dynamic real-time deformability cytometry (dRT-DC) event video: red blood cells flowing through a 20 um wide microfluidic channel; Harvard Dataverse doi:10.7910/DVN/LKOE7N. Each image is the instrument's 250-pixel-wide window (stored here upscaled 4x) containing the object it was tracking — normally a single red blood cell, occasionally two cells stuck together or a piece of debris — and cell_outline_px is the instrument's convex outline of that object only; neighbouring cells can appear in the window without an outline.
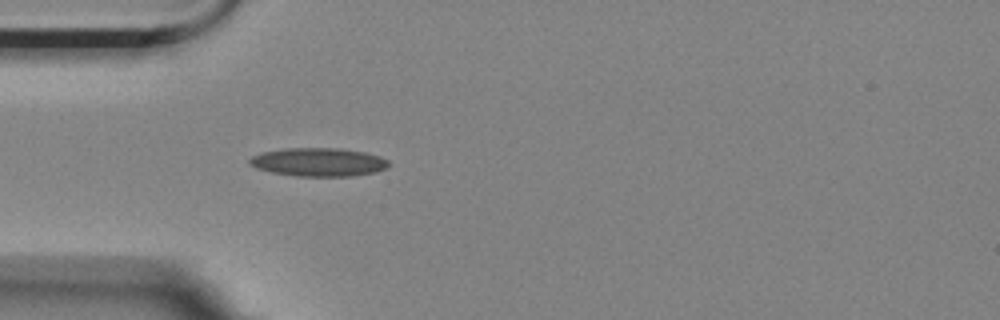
{"species": "Egyptian fruit bat (a non-hibernating species)", "species_latin": "Rousettus aegyptiacus", "temperature_condition": "room temperature", "stored_images_in_passage": 37, "camera_frame_rate_fps": 3000, "um_per_image_px": 0.085, "animal": {"sex": "female"}, "frame": {"image": 1, "passage_image": 1, "time_ms": 0.0, "image_size_px": [1000, 320], "cell_outline_px": [[388, 168], [376, 172], [352, 176], [296, 176], [272, 172], [256, 168], [248, 164], [248, 160], [252, 156], [260, 152], [284, 148], [340, 148], [364, 152], [380, 156], [388, 160]], "centroid_in_image_um": [27.06, 13.77], "position_along_channel_um": 57.9, "area_um2": 23.24}}
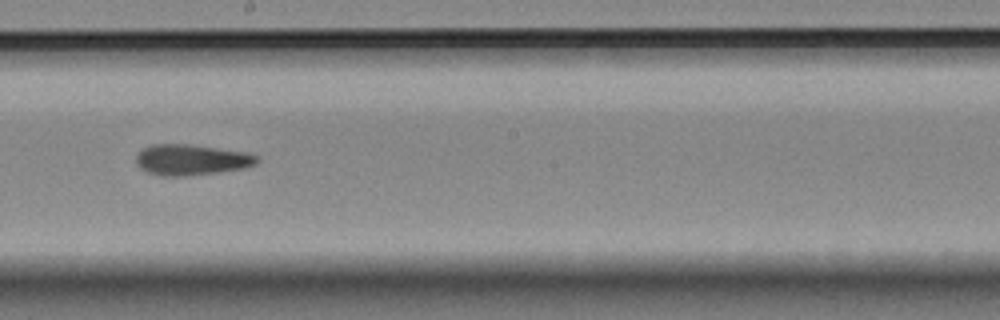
{"frame": {"image": 2, "passage_image": 16, "time_ms": 5.0, "image_size_px": [1000, 320], "cell_outline_px": [[260, 160], [256, 164], [244, 168], [216, 172], [184, 176], [160, 176], [148, 172], [140, 168], [136, 164], [136, 156], [144, 148], [152, 144], [188, 144], [248, 152], [256, 156]], "centroid_in_image_um": [16.26, 13.58], "position_along_channel_um": 231.9, "area_um2": 21.62}}
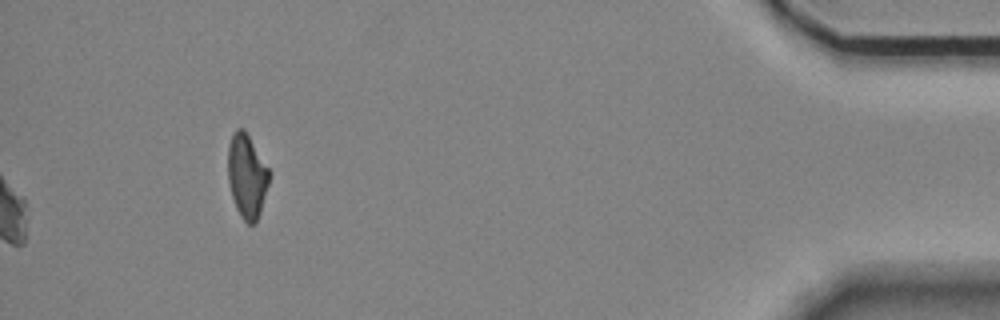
{"frame": {"image": 3, "passage_image": 37, "time_ms": 12.0, "image_size_px": [1000, 320], "cell_outline_px": [[272, 172], [260, 212], [256, 224], [248, 224], [240, 216], [236, 208], [232, 196], [228, 180], [228, 144], [236, 128], [244, 128]], "centroid_in_image_um": [21.0, 14.95], "position_along_channel_um": 414.2, "area_um2": 20.4}, "authors_computed_cell_mechanics": {"area_um2": 21.6172, "velocity_mm_per_s": 3.5169, "shape_relaxation_time_tau1_ms": null, "shape_relaxation_time_tau2_ms": 6.2921, "deformation_change_tau1": null, "deformation_change_tau2": 0.1516}}